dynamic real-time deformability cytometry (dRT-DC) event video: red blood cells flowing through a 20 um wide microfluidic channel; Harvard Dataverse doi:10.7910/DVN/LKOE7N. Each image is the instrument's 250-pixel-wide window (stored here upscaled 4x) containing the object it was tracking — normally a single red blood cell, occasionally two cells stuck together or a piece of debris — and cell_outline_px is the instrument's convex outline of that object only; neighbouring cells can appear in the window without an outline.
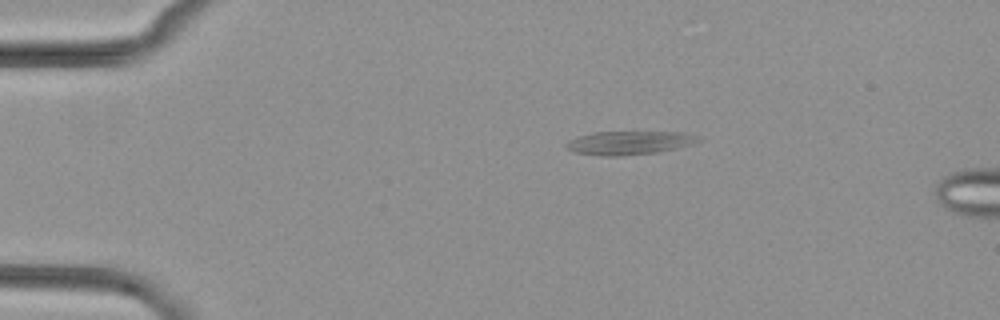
{"species": "common noctule bat (a hibernating species)", "species_latin": "Nyctalus noctula", "temperature_condition": "cold", "stored_images_in_passage": 2, "camera_frame_rate_fps": 3000, "um_per_image_px": 0.085, "animal": {"sex": "female", "body_mass_g": 29.2, "forearm_length_mm": 56.3}, "frame": {"image": 1, "passage_image": 1, "time_ms": 0.0, "image_size_px": [1000, 320], "cell_outline_px": [[704, 140], [692, 144], [676, 148], [656, 152], [620, 156], [600, 156], [576, 152], [568, 148], [564, 144], [568, 140], [580, 136], [596, 132], [680, 132]], "centroid_in_image_um": [53.45, 12.14], "position_along_channel_um": 31.6, "area_um2": 17.8}}